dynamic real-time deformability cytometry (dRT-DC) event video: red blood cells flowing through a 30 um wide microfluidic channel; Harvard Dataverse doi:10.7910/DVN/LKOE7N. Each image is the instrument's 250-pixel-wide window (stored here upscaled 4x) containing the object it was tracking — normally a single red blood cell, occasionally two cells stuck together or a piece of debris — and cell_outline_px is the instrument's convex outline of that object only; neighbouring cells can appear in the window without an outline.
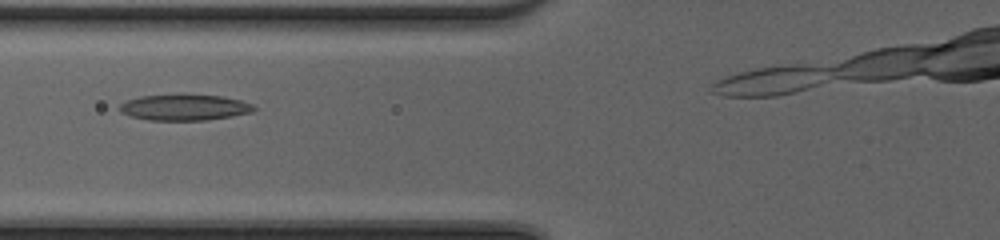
{"species": "common noctule bat (a hibernating species)", "species_latin": "Nyctalus noctula", "temperature_condition": "cold", "stored_images_in_passage": 12, "camera_frame_rate_fps": 3000, "um_per_image_px": 0.085, "animal": {"sex": "female", "body_mass_g": 20.0, "forearm_length_mm": 54.0}, "frame": {"image": 1, "passage_image": 9, "time_ms": 2.667, "image_size_px": [1000, 240], "cell_outline_px": [[256, 108], [252, 112], [232, 116], [208, 120], [148, 120], [132, 116], [120, 112], [116, 108], [120, 104], [128, 100], [140, 96], [180, 92], [224, 96], [240, 100], [252, 104]], "centroid_in_image_um": [15.66, 9.09], "position_along_channel_um": 110.1, "area_um2": 21.1}}